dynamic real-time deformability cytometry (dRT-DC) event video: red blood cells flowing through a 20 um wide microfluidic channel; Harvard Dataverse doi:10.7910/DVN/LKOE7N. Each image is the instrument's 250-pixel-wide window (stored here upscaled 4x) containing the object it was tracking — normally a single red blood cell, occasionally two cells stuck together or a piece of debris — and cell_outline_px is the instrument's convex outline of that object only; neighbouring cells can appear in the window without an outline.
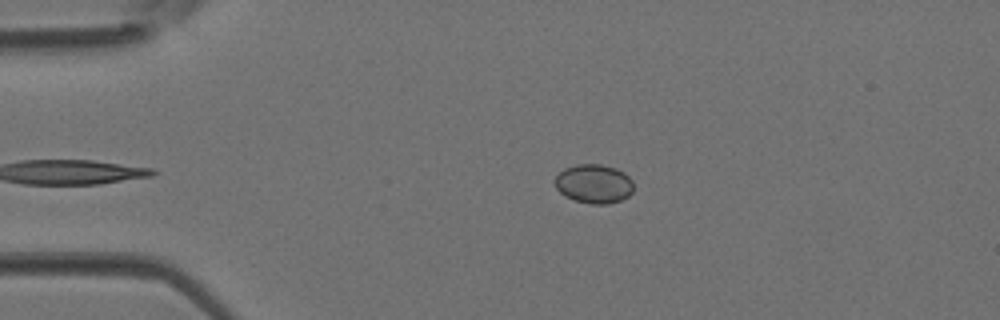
{"species": "Egyptian fruit bat (a non-hibernating species)", "species_latin": "Rousettus aegyptiacus", "temperature_condition": "room temperature", "stored_images_in_passage": 32, "camera_frame_rate_fps": 3000, "um_per_image_px": 0.085, "animal": {"sex": "female"}, "frame": {"image": 1, "passage_image": 3, "time_ms": 0.667, "image_size_px": [1000, 320], "cell_outline_px": [[632, 192], [628, 196], [620, 200], [608, 204], [588, 204], [564, 196], [556, 188], [552, 180], [564, 168], [576, 164], [600, 164], [616, 168], [624, 172], [632, 180]], "centroid_in_image_um": [50.45, 15.62], "position_along_channel_um": 34.6, "area_um2": 18.03}}
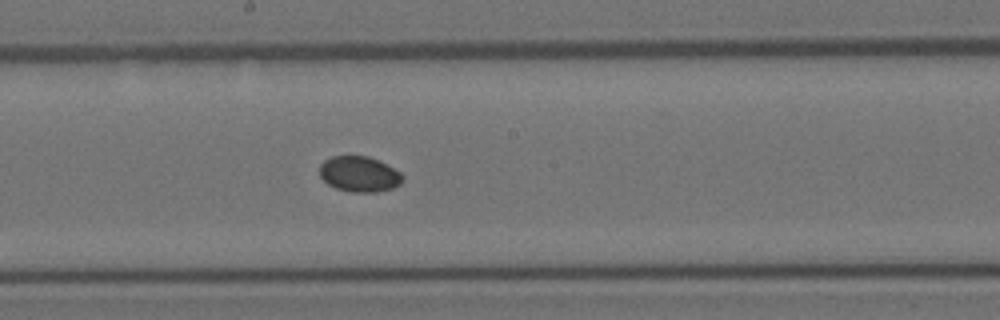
{"frame": {"image": 2, "passage_image": 17, "time_ms": 5.333, "image_size_px": [1000, 320], "cell_outline_px": [[404, 180], [400, 184], [392, 188], [376, 192], [352, 192], [336, 188], [328, 184], [320, 176], [320, 164], [324, 160], [332, 156], [368, 156], [400, 172], [404, 176]], "centroid_in_image_um": [30.53, 14.8], "position_along_channel_um": 217.7, "area_um2": 17.05}}
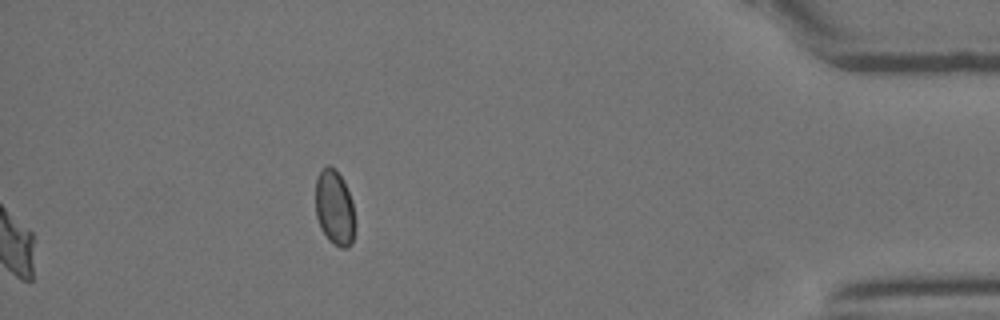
{"frame": {"image": 3, "passage_image": 32, "time_ms": 10.333, "image_size_px": [1000, 320], "cell_outline_px": [[356, 228], [352, 244], [348, 248], [340, 248], [332, 244], [328, 240], [320, 228], [316, 216], [316, 176], [320, 168], [328, 164], [336, 168], [352, 200]], "centroid_in_image_um": [28.44, 17.68], "position_along_channel_um": 406.8, "area_um2": 17.8}}